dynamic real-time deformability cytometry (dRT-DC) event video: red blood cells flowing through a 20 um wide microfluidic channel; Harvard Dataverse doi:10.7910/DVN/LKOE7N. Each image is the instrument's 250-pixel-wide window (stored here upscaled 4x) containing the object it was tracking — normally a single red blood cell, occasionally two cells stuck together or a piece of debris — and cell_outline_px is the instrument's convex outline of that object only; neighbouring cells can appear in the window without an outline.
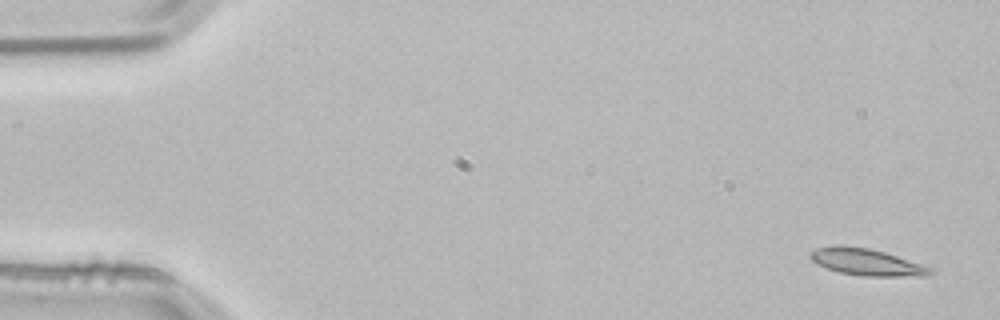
{"species": "common noctule bat (a hibernating species)", "species_latin": "Nyctalus noctula", "temperature_condition": "room temperature", "stored_images_in_passage": 4, "segment_of_instrument_passage": [2, 2], "camera_frame_rate_fps": 3000, "um_per_image_px": 0.085, "animal": {"sex": "male", "body_mass_g": 21.5, "forearm_length_mm": 52.0}, "frame": {"image": 1, "passage_image": 4, "time_ms": 1.0, "image_size_px": [1000, 320], "cell_outline_px": [[936, 268], [932, 272], [924, 276], [864, 276], [840, 272], [816, 264], [808, 256], [816, 248], [836, 244], [840, 244], [868, 248], [884, 252]], "centroid_in_image_um": [73.67, 22.26], "position_along_channel_um": 11.3, "area_um2": 18.79}}